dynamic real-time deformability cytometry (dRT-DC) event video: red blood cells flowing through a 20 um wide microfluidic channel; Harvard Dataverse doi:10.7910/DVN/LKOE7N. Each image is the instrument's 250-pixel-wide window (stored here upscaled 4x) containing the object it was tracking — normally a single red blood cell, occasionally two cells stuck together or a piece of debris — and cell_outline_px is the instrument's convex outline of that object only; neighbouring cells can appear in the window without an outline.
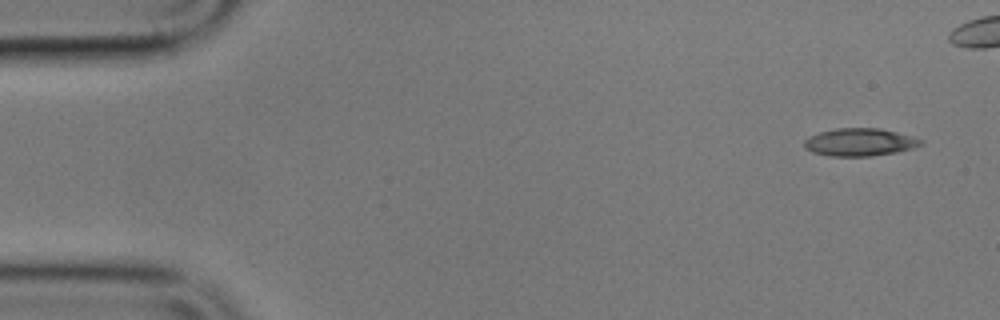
{"species": "common noctule bat (a hibernating species)", "species_latin": "Nyctalus noctula", "temperature_condition": "cold", "stored_images_in_passage": 5, "camera_frame_rate_fps": 3000, "um_per_image_px": 0.085, "animal": {"sex": "male", "body_mass_g": 17.9}, "frame": {"image": 1, "passage_image": 1, "time_ms": 0.0, "image_size_px": [1000, 320], "cell_outline_px": [[924, 144], [912, 148], [896, 152], [872, 156], [828, 156], [812, 152], [804, 148], [804, 140], [808, 136], [820, 132], [836, 128], [880, 128], [912, 136], [924, 140]], "centroid_in_image_um": [73.07, 12.08], "position_along_channel_um": 11.9, "area_um2": 18.96}}